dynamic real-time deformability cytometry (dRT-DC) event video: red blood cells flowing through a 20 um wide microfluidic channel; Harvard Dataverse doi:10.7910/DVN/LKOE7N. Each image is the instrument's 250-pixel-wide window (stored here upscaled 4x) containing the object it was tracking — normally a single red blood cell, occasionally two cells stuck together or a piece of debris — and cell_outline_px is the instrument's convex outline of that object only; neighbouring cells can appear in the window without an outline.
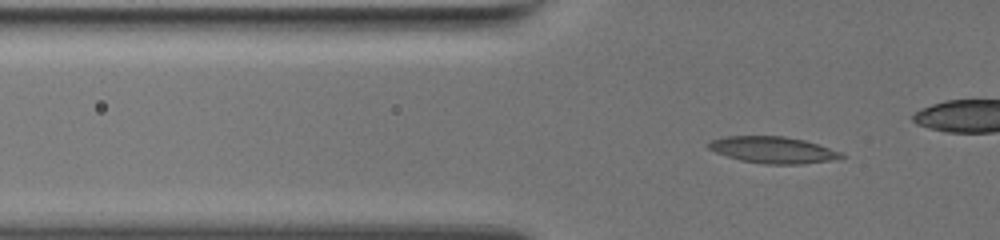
{"species": "common noctule bat (a hibernating species)", "species_latin": "Nyctalus noctula", "temperature_condition": "warm", "stored_images_in_passage": 58, "camera_frame_rate_fps": 3000, "um_per_image_px": 0.085, "animal": {"sex": "female", "body_mass_g": 19.5, "forearm_length_mm": 54.1}, "frame": {"image": 1, "passage_image": 25, "time_ms": 8.0, "image_size_px": [1000, 240], "cell_outline_px": [[848, 156], [832, 160], [804, 164], [764, 164], [740, 160], [716, 152], [708, 148], [704, 144], [712, 140], [724, 136], [784, 136], [804, 140], [844, 152]], "centroid_in_image_um": [65.73, 12.74], "position_along_channel_um": 60.1, "area_um2": 20.75}}
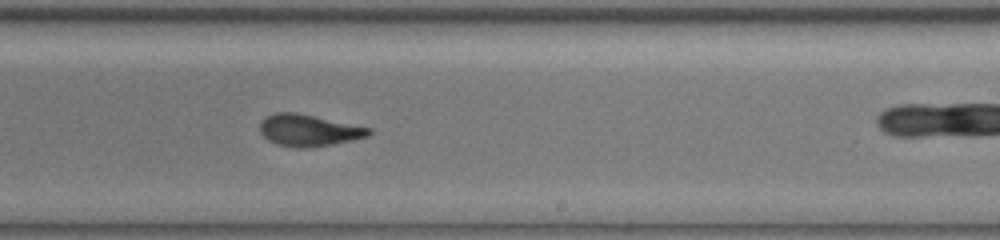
{"frame": {"image": 2, "passage_image": 44, "time_ms": 14.333, "image_size_px": [1000, 240], "cell_outline_px": [[372, 132], [368, 136], [352, 140], [312, 148], [296, 148], [276, 144], [268, 140], [260, 132], [260, 120], [264, 116], [276, 112], [296, 112], [372, 128]], "centroid_in_image_um": [26.21, 11.07], "position_along_channel_um": 262.8, "area_um2": 20.35}}
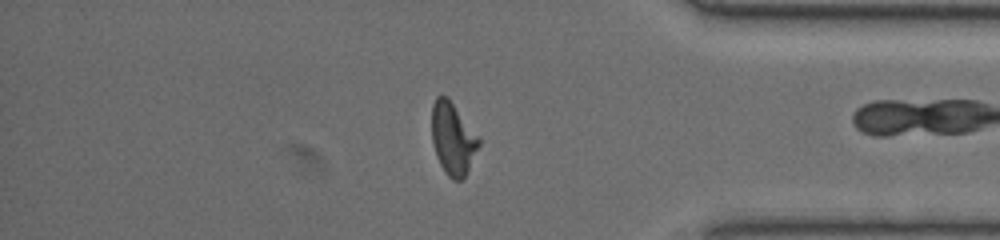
{"frame": {"image": 3, "passage_image": 57, "time_ms": 18.667, "image_size_px": [1000, 240], "cell_outline_px": [[480, 144], [464, 176], [460, 180], [452, 180], [444, 172], [436, 156], [432, 140], [432, 104], [436, 96], [448, 96], [480, 136]], "centroid_in_image_um": [38.49, 11.74], "position_along_channel_um": 396.7, "area_um2": 19.94}}